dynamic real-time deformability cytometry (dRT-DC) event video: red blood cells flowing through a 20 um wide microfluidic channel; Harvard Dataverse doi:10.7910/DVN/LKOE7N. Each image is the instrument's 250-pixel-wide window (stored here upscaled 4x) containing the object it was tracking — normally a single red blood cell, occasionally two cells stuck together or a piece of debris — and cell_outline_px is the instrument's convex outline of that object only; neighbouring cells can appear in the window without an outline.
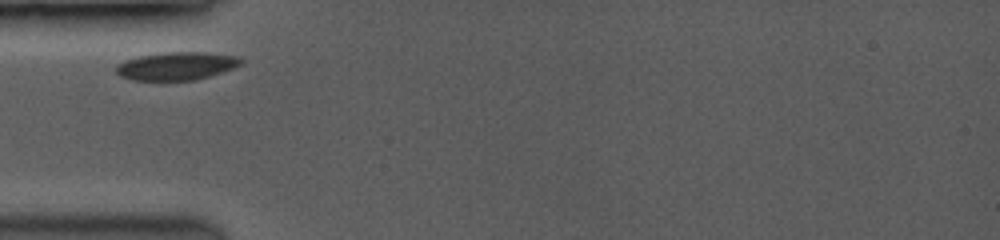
{"species": "common noctule bat (a hibernating species)", "species_latin": "Nyctalus noctula", "temperature_condition": "room temperature", "stored_images_in_passage": 27, "camera_frame_rate_fps": 3500, "um_per_image_px": 0.085, "animal": {"sex": "female", "body_mass_g": 19.0, "forearm_length_mm": 53.3}, "frame": {"image": 1, "passage_image": 1, "time_ms": 0.0, "image_size_px": [1000, 240], "cell_outline_px": [[244, 60], [240, 64], [232, 68], [208, 76], [192, 80], [132, 80], [120, 76], [116, 72], [116, 64], [124, 60], [136, 56], [160, 52], [208, 52], [240, 56]], "centroid_in_image_um": [14.97, 5.59], "position_along_channel_um": 70.0, "area_um2": 20.52}}
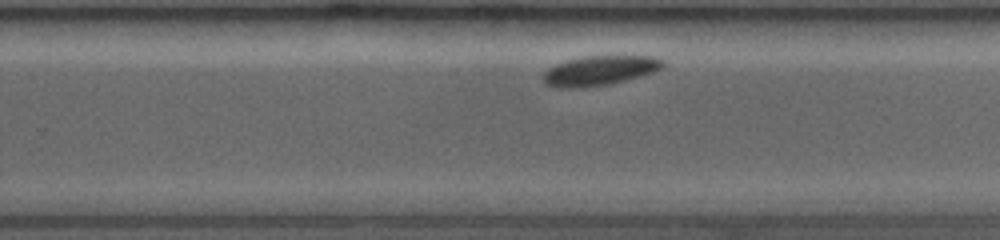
{"frame": {"image": 2, "passage_image": 16, "time_ms": 5.714, "image_size_px": [1000, 240], "cell_outline_px": [[664, 64], [660, 68], [652, 72], [608, 84], [560, 88], [544, 84], [544, 72], [548, 68], [556, 64], [568, 60], [584, 56], [656, 56], [664, 60]], "centroid_in_image_um": [50.96, 5.97], "position_along_channel_um": 278.8, "area_um2": 20.11}}
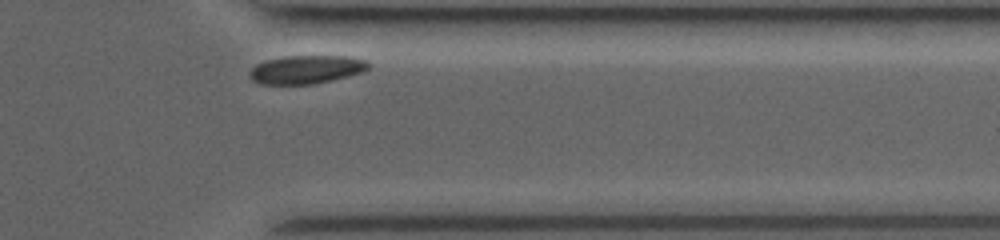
{"frame": {"image": 3, "passage_image": 25, "time_ms": 8.571, "image_size_px": [1000, 240], "cell_outline_px": [[372, 64], [368, 68], [360, 72], [348, 76], [312, 84], [260, 84], [252, 80], [252, 68], [256, 64], [268, 60], [284, 56], [352, 56], [368, 60]], "centroid_in_image_um": [26.1, 5.89], "position_along_channel_um": 385.3, "area_um2": 19.48}}